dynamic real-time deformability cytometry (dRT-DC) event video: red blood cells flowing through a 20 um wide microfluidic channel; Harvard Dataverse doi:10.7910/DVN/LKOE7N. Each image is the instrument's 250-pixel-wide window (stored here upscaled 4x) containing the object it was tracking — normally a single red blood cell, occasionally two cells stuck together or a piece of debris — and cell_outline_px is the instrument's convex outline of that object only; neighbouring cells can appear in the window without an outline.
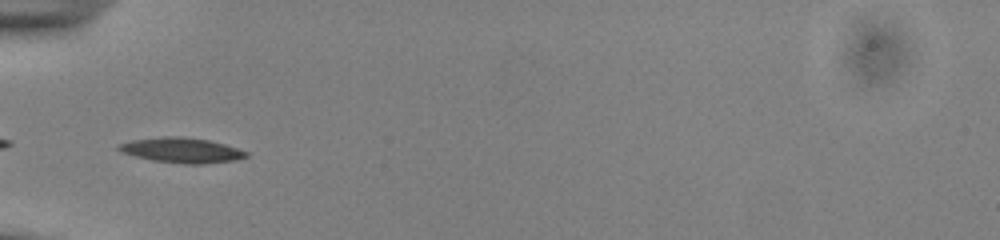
{"species": "common noctule bat (a hibernating species)", "species_latin": "Nyctalus noctula", "temperature_condition": "cold", "stored_images_in_passage": 36, "camera_frame_rate_fps": 3000, "um_per_image_px": 0.085, "animal": {"sex": "male", "body_mass_g": 13.0, "forearm_length_mm": 53.1}, "frame": {"image": 1, "passage_image": 1, "time_ms": 0.0, "image_size_px": [1000, 240], "cell_outline_px": [[248, 156], [236, 160], [204, 164], [184, 164], [152, 160], [120, 152], [116, 148], [116, 144], [132, 140], [164, 136], [184, 136], [208, 140], [224, 144], [248, 152]], "centroid_in_image_um": [15.41, 12.77], "position_along_channel_um": 69.6, "area_um2": 18.73}}
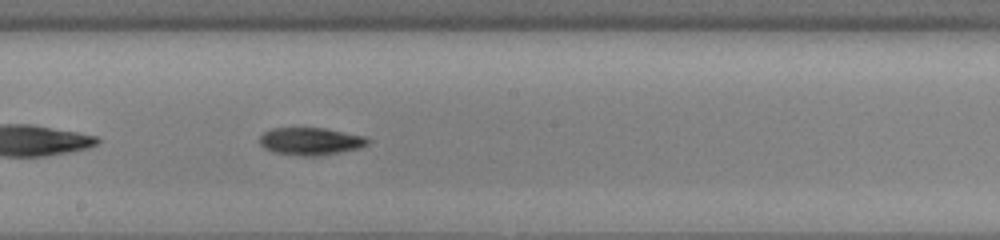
{"frame": {"image": 2, "passage_image": 13, "time_ms": 4.0, "image_size_px": [1000, 240], "cell_outline_px": [[368, 144], [360, 148], [340, 152], [312, 156], [296, 156], [272, 152], [264, 148], [260, 144], [260, 136], [264, 132], [272, 128], [324, 128], [364, 136], [368, 140]], "centroid_in_image_um": [26.36, 12.01], "position_along_channel_um": 221.8, "area_um2": 17.28}}
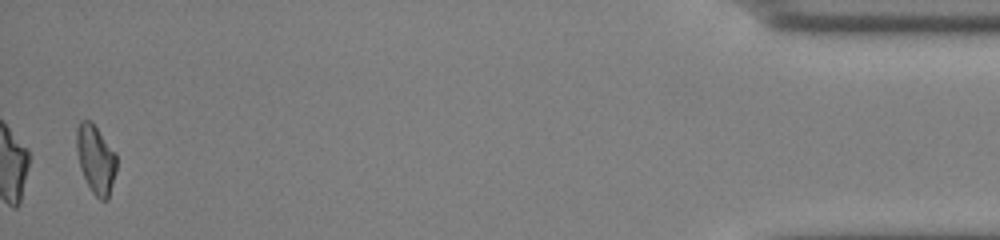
{"frame": {"image": 3, "passage_image": 35, "time_ms": 11.333, "image_size_px": [1000, 240], "cell_outline_px": [[116, 172], [108, 200], [100, 200], [92, 192], [80, 168], [76, 148], [76, 128], [80, 120], [88, 120], [96, 128], [116, 152]], "centroid_in_image_um": [8.14, 13.55], "position_along_channel_um": 427.1, "area_um2": 15.9}, "authors_computed_cell_mechanics": {"area_um2": 16.2418, "velocity_mm_per_s": 3.8588, "shape_relaxation_time_tau1_ms": 5.2941, "shape_relaxation_time_tau2_ms": null, "deformation_change_tau1": 0.1419, "deformation_change_tau2": null}}